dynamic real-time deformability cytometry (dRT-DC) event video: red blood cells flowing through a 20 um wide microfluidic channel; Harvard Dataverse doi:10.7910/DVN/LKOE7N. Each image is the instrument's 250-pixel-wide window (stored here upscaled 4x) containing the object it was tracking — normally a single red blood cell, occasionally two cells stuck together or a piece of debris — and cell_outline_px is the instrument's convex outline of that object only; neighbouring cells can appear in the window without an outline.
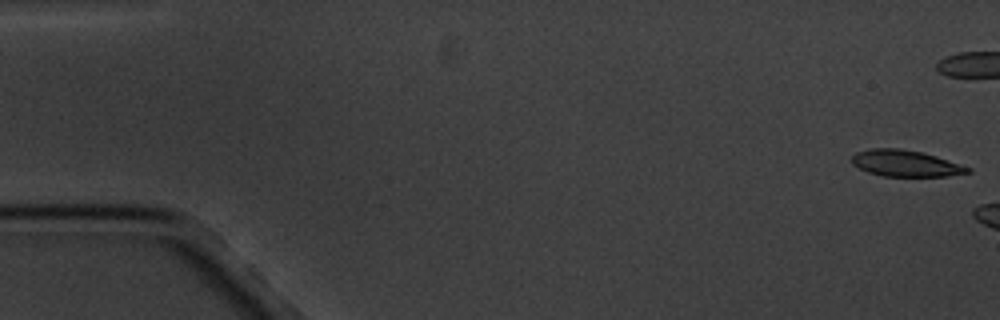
{"species": "common noctule bat (a hibernating species)", "species_latin": "Nyctalus noctula", "temperature_condition": "cold", "stored_images_in_passage": 3, "camera_frame_rate_fps": 3000, "um_per_image_px": 0.085, "animal": {"sex": "male", "body_mass_g": 20.1, "forearm_length_mm": 53.5}, "frame": {"image": 1, "passage_image": 1, "time_ms": 0.0, "image_size_px": [1000, 320], "cell_outline_px": [[972, 172], [948, 176], [884, 176], [868, 172], [852, 164], [852, 156], [856, 152], [872, 148], [900, 148], [920, 152], [936, 156], [972, 168]], "centroid_in_image_um": [76.98, 13.88], "position_along_channel_um": 8.0, "area_um2": 17.74}}